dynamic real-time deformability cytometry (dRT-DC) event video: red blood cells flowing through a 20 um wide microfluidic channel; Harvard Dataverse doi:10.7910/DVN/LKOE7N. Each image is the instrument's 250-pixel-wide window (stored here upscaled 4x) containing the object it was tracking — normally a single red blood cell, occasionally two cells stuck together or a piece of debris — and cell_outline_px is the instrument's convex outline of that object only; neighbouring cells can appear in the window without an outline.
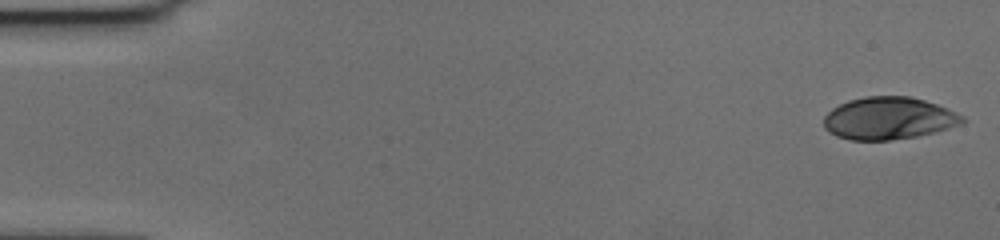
{"species": "human", "species_latin": "Homo sapiens", "temperature_condition": "cold", "stored_images_in_passage": 56, "camera_frame_rate_fps": 3000, "um_per_image_px": 0.085, "donor": {"sex": "female"}, "frame": {"image": 1, "passage_image": 1, "time_ms": 0.0, "image_size_px": [1000, 240], "cell_outline_px": [[964, 120], [960, 124], [948, 128], [916, 136], [888, 140], [848, 140], [836, 136], [828, 132], [824, 128], [824, 116], [832, 108], [848, 100], [868, 96], [908, 96], [924, 100], [936, 104], [956, 112], [964, 116]], "centroid_in_image_um": [75.49, 10.05], "position_along_channel_um": 9.5, "area_um2": 34.04}}
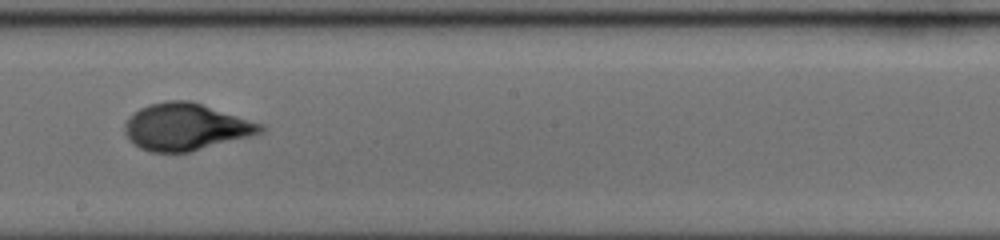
{"frame": {"image": 2, "passage_image": 32, "time_ms": 10.333, "image_size_px": [1000, 240], "cell_outline_px": [[264, 132], [188, 152], [148, 152], [132, 144], [128, 140], [124, 132], [124, 124], [140, 108], [148, 104], [168, 100], [192, 100], [264, 124]], "centroid_in_image_um": [15.78, 10.77], "position_along_channel_um": 232.4, "area_um2": 37.17}}
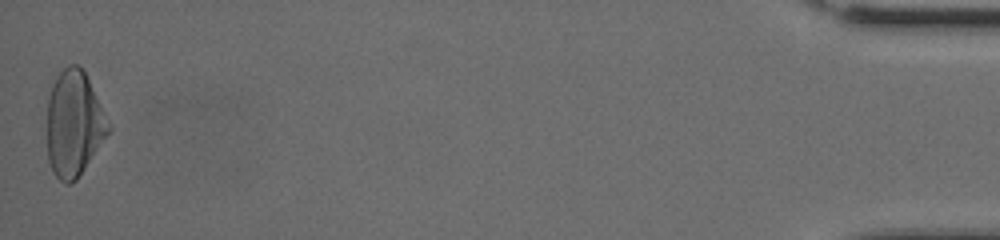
{"frame": {"image": 3, "passage_image": 56, "time_ms": 18.333, "image_size_px": [1000, 240], "cell_outline_px": [[112, 128], [76, 180], [72, 184], [64, 184], [52, 172], [48, 160], [44, 128], [48, 96], [52, 84], [56, 76], [68, 64], [76, 64], [84, 72]], "centroid_in_image_um": [6.21, 10.55], "position_along_channel_um": 429.0, "area_um2": 38.26}, "authors_computed_cell_mechanics": {"area_um2": 36.1828, "velocity_mm_per_s": 3.6313, "shape_relaxation_time_tau1_ms": 4.5114, "shape_relaxation_time_tau2_ms": 0.9181, "deformation_change_tau1": 0.1877, "deformation_change_tau2": 0.057}}